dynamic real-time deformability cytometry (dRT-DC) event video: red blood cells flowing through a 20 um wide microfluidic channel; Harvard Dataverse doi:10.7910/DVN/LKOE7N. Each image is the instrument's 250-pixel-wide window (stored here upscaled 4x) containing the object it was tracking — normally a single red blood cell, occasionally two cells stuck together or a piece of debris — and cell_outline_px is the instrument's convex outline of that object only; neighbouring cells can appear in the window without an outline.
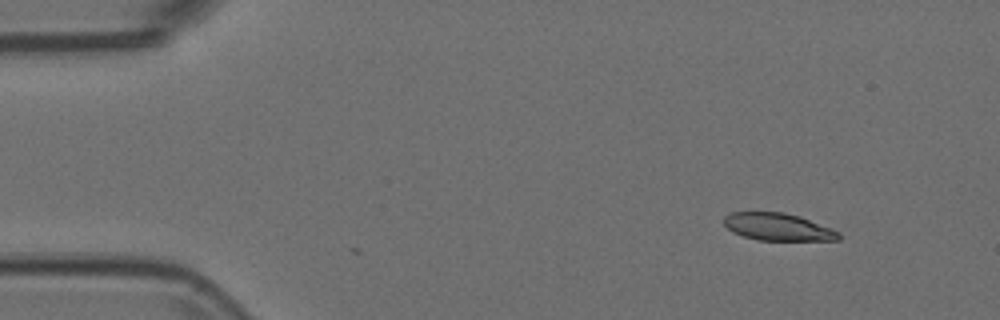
{"species": "Egyptian fruit bat (a non-hibernating species)", "species_latin": "Rousettus aegyptiacus", "temperature_condition": "room temperature", "stored_images_in_passage": 2, "camera_frame_rate_fps": 3000, "um_per_image_px": 0.085, "animal": {"sex": "female"}, "frame": {"image": 1, "passage_image": 1, "time_ms": 0.0, "image_size_px": [1000, 320], "cell_outline_px": [[840, 240], [756, 240], [732, 232], [724, 224], [724, 216], [732, 212], [784, 212], [800, 216], [840, 232]], "centroid_in_image_um": [66.11, 19.28], "position_along_channel_um": 18.9, "area_um2": 18.26}}